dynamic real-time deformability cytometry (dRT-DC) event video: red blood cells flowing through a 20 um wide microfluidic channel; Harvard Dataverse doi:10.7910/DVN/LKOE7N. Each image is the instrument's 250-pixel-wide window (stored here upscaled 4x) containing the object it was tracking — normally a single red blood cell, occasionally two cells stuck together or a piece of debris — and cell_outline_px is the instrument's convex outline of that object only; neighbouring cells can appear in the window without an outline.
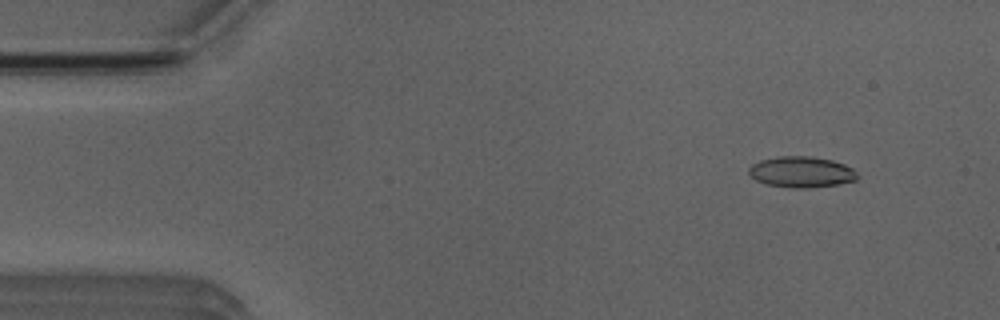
{"species": "Egyptian fruit bat (a non-hibernating species)", "species_latin": "Rousettus aegyptiacus", "temperature_condition": "room temperature", "stored_images_in_passage": 6, "camera_frame_rate_fps": 3000, "um_per_image_px": 0.085, "animal": {"sex": "male"}, "frame": {"image": 1, "passage_image": 2, "time_ms": 1.0, "image_size_px": [1000, 320], "cell_outline_px": [[860, 176], [856, 180], [840, 184], [804, 188], [796, 188], [764, 184], [756, 180], [748, 172], [748, 168], [752, 164], [760, 160], [780, 156], [808, 156], [832, 160], [844, 164], [852, 168]], "centroid_in_image_um": [68.12, 14.62], "position_along_channel_um": 16.9, "area_um2": 19.59}}